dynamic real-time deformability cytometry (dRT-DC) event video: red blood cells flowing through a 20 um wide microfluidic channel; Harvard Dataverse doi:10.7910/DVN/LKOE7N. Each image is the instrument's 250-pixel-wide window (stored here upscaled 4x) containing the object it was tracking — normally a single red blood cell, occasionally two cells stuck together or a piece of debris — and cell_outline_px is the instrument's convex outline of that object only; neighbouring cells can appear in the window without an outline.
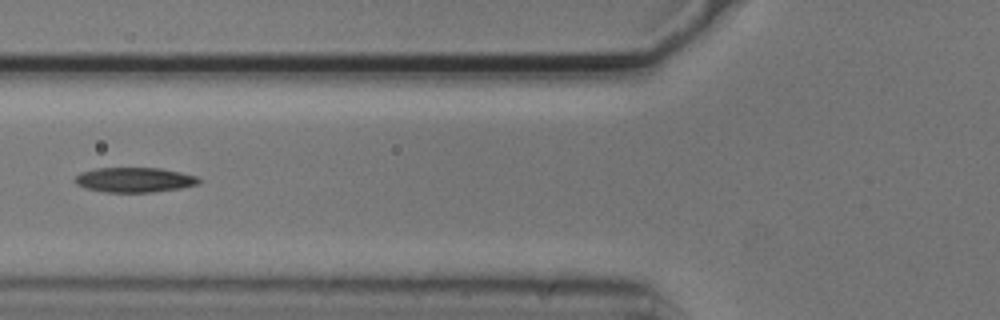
{"species": "common noctule bat (a hibernating species)", "species_latin": "Nyctalus noctula", "temperature_condition": "cold", "stored_images_in_passage": 6, "camera_frame_rate_fps": 3000, "um_per_image_px": 0.085, "animal": {"sex": "male", "body_mass_g": 20.5, "forearm_length_mm": 52.5}, "frame": {"image": 1, "passage_image": 6, "time_ms": 1.667, "image_size_px": [1000, 320], "cell_outline_px": [[200, 184], [180, 188], [152, 192], [104, 192], [84, 188], [76, 184], [72, 180], [80, 172], [96, 168], [160, 168], [180, 172], [196, 176], [200, 180]], "centroid_in_image_um": [11.39, 15.29], "position_along_channel_um": 114.4, "area_um2": 18.03}}